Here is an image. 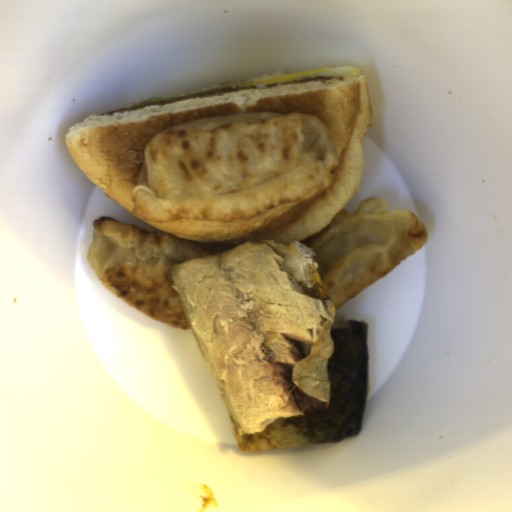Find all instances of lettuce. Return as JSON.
<instances>
[{
	"instance_id": "1",
	"label": "lettuce",
	"mask_w": 512,
	"mask_h": 512,
	"mask_svg": "<svg viewBox=\"0 0 512 512\" xmlns=\"http://www.w3.org/2000/svg\"><path fill=\"white\" fill-rule=\"evenodd\" d=\"M255 85L256 84L253 80H247V81H243V82L236 83V84L218 85V86H214V87H210V88H206V89H202V90L188 92V93L176 96V97L185 96V95L194 94V93L203 92V91L212 90V89L221 88V87H239V86H255ZM176 97H172V98H176ZM167 99H171V98H155L154 97V98H149L146 102L167 100ZM146 102H144V103H146Z\"/></svg>"
}]
</instances>
